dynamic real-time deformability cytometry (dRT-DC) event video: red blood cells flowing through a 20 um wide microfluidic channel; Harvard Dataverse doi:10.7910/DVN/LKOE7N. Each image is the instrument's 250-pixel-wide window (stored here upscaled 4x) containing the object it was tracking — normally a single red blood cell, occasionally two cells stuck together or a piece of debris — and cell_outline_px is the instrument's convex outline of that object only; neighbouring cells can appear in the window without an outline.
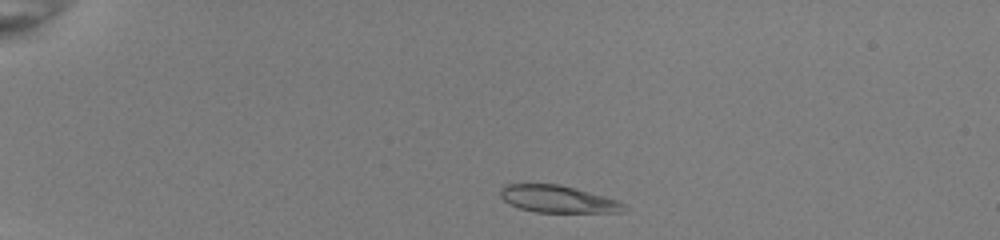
{"species": "common noctule bat (a hibernating species)", "species_latin": "Nyctalus noctula", "temperature_condition": "room temperature", "stored_images_in_passage": 42, "camera_frame_rate_fps": 3000, "um_per_image_px": 0.085, "animal": {"sex": "female", "body_mass_g": 22.0, "forearm_length_mm": 56.7}, "frame": {"image": 1, "passage_image": 2, "time_ms": 0.333, "image_size_px": [1000, 240], "cell_outline_px": [[628, 208], [624, 212], [536, 212], [520, 208], [508, 204], [500, 196], [500, 188], [504, 184], [560, 184], [576, 188], [620, 200]], "centroid_in_image_um": [47.44, 16.92], "position_along_channel_um": 37.6, "area_um2": 19.77}}
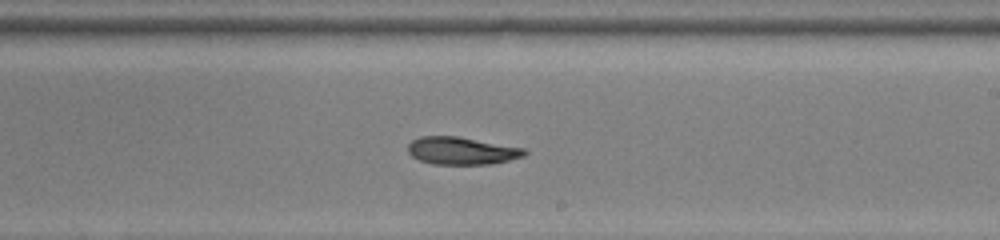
{"frame": {"image": 2, "passage_image": 23, "time_ms": 7.333, "image_size_px": [1000, 240], "cell_outline_px": [[528, 152], [524, 156], [492, 164], [432, 164], [420, 160], [412, 156], [408, 152], [408, 144], [412, 140], [420, 136], [456, 136], [524, 148]], "centroid_in_image_um": [39.22, 12.81], "position_along_channel_um": 249.8, "area_um2": 18.61}}
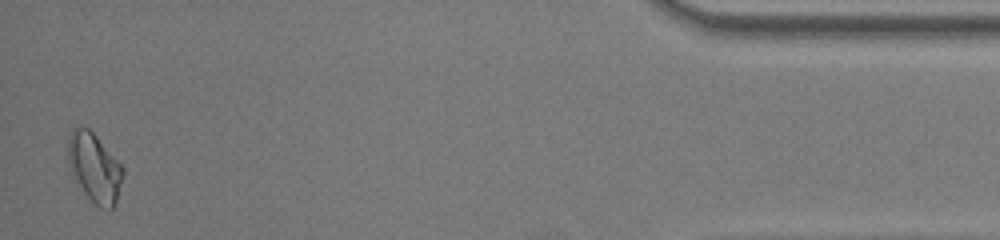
{"frame": {"image": 3, "passage_image": 41, "time_ms": 13.333, "image_size_px": [1000, 240], "cell_outline_px": [[124, 176], [116, 200], [112, 208], [100, 208], [84, 192], [76, 180], [68, 164], [68, 136], [72, 128], [76, 124], [88, 128], [96, 136], [124, 168]], "centroid_in_image_um": [8.02, 14.2], "position_along_channel_um": 427.2, "area_um2": 21.85}, "authors_computed_cell_mechanics": {"area_um2": 19.5653, "velocity_mm_per_s": 3.9985, "shape_relaxation_time_tau1_ms": null, "shape_relaxation_time_tau2_ms": 7.5206, "deformation_change_tau1": null, "deformation_change_tau2": 0.1313}}